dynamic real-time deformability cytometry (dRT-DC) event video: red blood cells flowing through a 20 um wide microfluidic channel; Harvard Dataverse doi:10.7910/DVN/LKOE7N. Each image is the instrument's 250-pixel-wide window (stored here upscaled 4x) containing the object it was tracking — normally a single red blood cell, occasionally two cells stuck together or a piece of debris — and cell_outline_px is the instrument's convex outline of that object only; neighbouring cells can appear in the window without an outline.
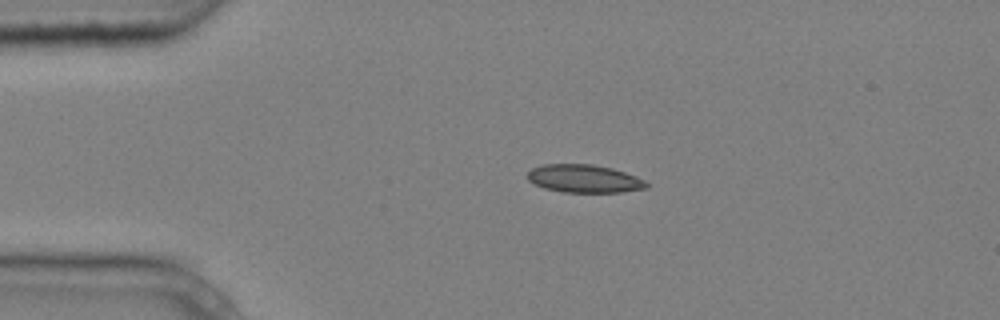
{"species": "common noctule bat (a hibernating species)", "species_latin": "Nyctalus noctula", "temperature_condition": "cold", "stored_images_in_passage": 3, "camera_frame_rate_fps": 3000, "um_per_image_px": 0.085, "animal": {"sex": "male", "body_mass_g": 20.4}, "frame": {"image": 1, "passage_image": 2, "time_ms": 0.333, "image_size_px": [1000, 320], "cell_outline_px": [[648, 188], [620, 192], [564, 192], [544, 188], [528, 180], [528, 172], [532, 168], [544, 164], [592, 164], [612, 168], [636, 176], [644, 180], [648, 184]], "centroid_in_image_um": [49.67, 15.18], "position_along_channel_um": 35.3, "area_um2": 19.31}}